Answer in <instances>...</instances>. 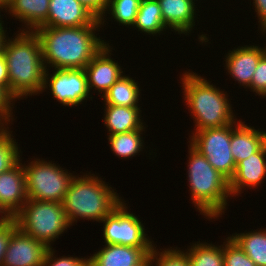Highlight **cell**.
<instances>
[{"label":"cell","instance_id":"1","mask_svg":"<svg viewBox=\"0 0 266 266\" xmlns=\"http://www.w3.org/2000/svg\"><path fill=\"white\" fill-rule=\"evenodd\" d=\"M100 28L101 25H88L35 29L45 68L84 69L106 43L96 34Z\"/></svg>","mask_w":266,"mask_h":266},{"label":"cell","instance_id":"2","mask_svg":"<svg viewBox=\"0 0 266 266\" xmlns=\"http://www.w3.org/2000/svg\"><path fill=\"white\" fill-rule=\"evenodd\" d=\"M17 32L14 38L6 39L3 55L8 68L10 93L21 100L42 93L46 68L35 32Z\"/></svg>","mask_w":266,"mask_h":266},{"label":"cell","instance_id":"3","mask_svg":"<svg viewBox=\"0 0 266 266\" xmlns=\"http://www.w3.org/2000/svg\"><path fill=\"white\" fill-rule=\"evenodd\" d=\"M206 79L190 70L184 71L180 77L184 103L195 123L193 132L223 127L238 120L233 113L232 104L229 103L227 92Z\"/></svg>","mask_w":266,"mask_h":266},{"label":"cell","instance_id":"4","mask_svg":"<svg viewBox=\"0 0 266 266\" xmlns=\"http://www.w3.org/2000/svg\"><path fill=\"white\" fill-rule=\"evenodd\" d=\"M114 190L91 171L75 175L61 202L70 225L80 218L100 223L124 200Z\"/></svg>","mask_w":266,"mask_h":266},{"label":"cell","instance_id":"5","mask_svg":"<svg viewBox=\"0 0 266 266\" xmlns=\"http://www.w3.org/2000/svg\"><path fill=\"white\" fill-rule=\"evenodd\" d=\"M187 180L192 203L206 219H218L224 215L227 200L232 197L229 181L215 170L198 150L188 145Z\"/></svg>","mask_w":266,"mask_h":266},{"label":"cell","instance_id":"6","mask_svg":"<svg viewBox=\"0 0 266 266\" xmlns=\"http://www.w3.org/2000/svg\"><path fill=\"white\" fill-rule=\"evenodd\" d=\"M25 234L42 242L47 248L70 228L62 203L28 199L13 217Z\"/></svg>","mask_w":266,"mask_h":266},{"label":"cell","instance_id":"7","mask_svg":"<svg viewBox=\"0 0 266 266\" xmlns=\"http://www.w3.org/2000/svg\"><path fill=\"white\" fill-rule=\"evenodd\" d=\"M27 163L23 169L28 199L61 203L75 175L54 161L34 158Z\"/></svg>","mask_w":266,"mask_h":266},{"label":"cell","instance_id":"8","mask_svg":"<svg viewBox=\"0 0 266 266\" xmlns=\"http://www.w3.org/2000/svg\"><path fill=\"white\" fill-rule=\"evenodd\" d=\"M191 134L188 143L205 156L215 170L230 181L236 169L230 148L232 124L206 128Z\"/></svg>","mask_w":266,"mask_h":266},{"label":"cell","instance_id":"9","mask_svg":"<svg viewBox=\"0 0 266 266\" xmlns=\"http://www.w3.org/2000/svg\"><path fill=\"white\" fill-rule=\"evenodd\" d=\"M126 201L105 216L103 240L105 244H121L138 248H152L154 241L146 234L145 226L135 214L128 211Z\"/></svg>","mask_w":266,"mask_h":266},{"label":"cell","instance_id":"10","mask_svg":"<svg viewBox=\"0 0 266 266\" xmlns=\"http://www.w3.org/2000/svg\"><path fill=\"white\" fill-rule=\"evenodd\" d=\"M52 71V73H49V69L45 71L42 92L49 89L56 101L71 108L81 105L88 98L92 100L93 96L89 92L84 69H53Z\"/></svg>","mask_w":266,"mask_h":266},{"label":"cell","instance_id":"11","mask_svg":"<svg viewBox=\"0 0 266 266\" xmlns=\"http://www.w3.org/2000/svg\"><path fill=\"white\" fill-rule=\"evenodd\" d=\"M106 43L93 56L92 60L84 68L88 89L98 92V95L103 93L101 97L110 89V87L125 73L122 66L111 58L113 47Z\"/></svg>","mask_w":266,"mask_h":266},{"label":"cell","instance_id":"12","mask_svg":"<svg viewBox=\"0 0 266 266\" xmlns=\"http://www.w3.org/2000/svg\"><path fill=\"white\" fill-rule=\"evenodd\" d=\"M47 249L17 227L10 235L1 266H42Z\"/></svg>","mask_w":266,"mask_h":266},{"label":"cell","instance_id":"13","mask_svg":"<svg viewBox=\"0 0 266 266\" xmlns=\"http://www.w3.org/2000/svg\"><path fill=\"white\" fill-rule=\"evenodd\" d=\"M243 46L234 47L227 52L224 60L225 69L229 77L240 83L243 88L250 89L253 73L260 58L266 53V46L261 47L259 44Z\"/></svg>","mask_w":266,"mask_h":266},{"label":"cell","instance_id":"14","mask_svg":"<svg viewBox=\"0 0 266 266\" xmlns=\"http://www.w3.org/2000/svg\"><path fill=\"white\" fill-rule=\"evenodd\" d=\"M100 25L78 0H50L48 18L40 27H80Z\"/></svg>","mask_w":266,"mask_h":266},{"label":"cell","instance_id":"15","mask_svg":"<svg viewBox=\"0 0 266 266\" xmlns=\"http://www.w3.org/2000/svg\"><path fill=\"white\" fill-rule=\"evenodd\" d=\"M266 177V143L250 157L236 165L233 178L229 181L231 196L243 193L246 187L252 189L261 186Z\"/></svg>","mask_w":266,"mask_h":266},{"label":"cell","instance_id":"16","mask_svg":"<svg viewBox=\"0 0 266 266\" xmlns=\"http://www.w3.org/2000/svg\"><path fill=\"white\" fill-rule=\"evenodd\" d=\"M22 159L0 174V204L14 217L28 200Z\"/></svg>","mask_w":266,"mask_h":266},{"label":"cell","instance_id":"17","mask_svg":"<svg viewBox=\"0 0 266 266\" xmlns=\"http://www.w3.org/2000/svg\"><path fill=\"white\" fill-rule=\"evenodd\" d=\"M164 24L177 34H191L196 22V3L191 0H158ZM173 29V30H172Z\"/></svg>","mask_w":266,"mask_h":266},{"label":"cell","instance_id":"18","mask_svg":"<svg viewBox=\"0 0 266 266\" xmlns=\"http://www.w3.org/2000/svg\"><path fill=\"white\" fill-rule=\"evenodd\" d=\"M92 256L88 263L92 266H134L140 263L152 248H138L121 244H105Z\"/></svg>","mask_w":266,"mask_h":266},{"label":"cell","instance_id":"19","mask_svg":"<svg viewBox=\"0 0 266 266\" xmlns=\"http://www.w3.org/2000/svg\"><path fill=\"white\" fill-rule=\"evenodd\" d=\"M266 143V131L255 129L242 122L232 123L231 154L236 165L256 153Z\"/></svg>","mask_w":266,"mask_h":266},{"label":"cell","instance_id":"20","mask_svg":"<svg viewBox=\"0 0 266 266\" xmlns=\"http://www.w3.org/2000/svg\"><path fill=\"white\" fill-rule=\"evenodd\" d=\"M49 5L50 0H11L4 10L24 24L20 31H34L47 20Z\"/></svg>","mask_w":266,"mask_h":266},{"label":"cell","instance_id":"21","mask_svg":"<svg viewBox=\"0 0 266 266\" xmlns=\"http://www.w3.org/2000/svg\"><path fill=\"white\" fill-rule=\"evenodd\" d=\"M104 108L102 120L108 135L127 133L144 126L141 107L105 105Z\"/></svg>","mask_w":266,"mask_h":266},{"label":"cell","instance_id":"22","mask_svg":"<svg viewBox=\"0 0 266 266\" xmlns=\"http://www.w3.org/2000/svg\"><path fill=\"white\" fill-rule=\"evenodd\" d=\"M131 76L122 75L110 89L101 97L105 105L141 107L138 101L141 99V88L138 81ZM139 105V106H138Z\"/></svg>","mask_w":266,"mask_h":266},{"label":"cell","instance_id":"23","mask_svg":"<svg viewBox=\"0 0 266 266\" xmlns=\"http://www.w3.org/2000/svg\"><path fill=\"white\" fill-rule=\"evenodd\" d=\"M140 33L147 35H161L169 28L164 24L161 8L158 0H142L136 16V20L132 26Z\"/></svg>","mask_w":266,"mask_h":266},{"label":"cell","instance_id":"24","mask_svg":"<svg viewBox=\"0 0 266 266\" xmlns=\"http://www.w3.org/2000/svg\"><path fill=\"white\" fill-rule=\"evenodd\" d=\"M256 266H266V228L230 236Z\"/></svg>","mask_w":266,"mask_h":266},{"label":"cell","instance_id":"25","mask_svg":"<svg viewBox=\"0 0 266 266\" xmlns=\"http://www.w3.org/2000/svg\"><path fill=\"white\" fill-rule=\"evenodd\" d=\"M145 128L146 126L144 125L141 129L131 132L107 135L111 151L121 159H129L138 155L144 149L145 143L142 135Z\"/></svg>","mask_w":266,"mask_h":266},{"label":"cell","instance_id":"26","mask_svg":"<svg viewBox=\"0 0 266 266\" xmlns=\"http://www.w3.org/2000/svg\"><path fill=\"white\" fill-rule=\"evenodd\" d=\"M190 246L185 251L188 253L191 266H224V242L219 246L199 240Z\"/></svg>","mask_w":266,"mask_h":266},{"label":"cell","instance_id":"27","mask_svg":"<svg viewBox=\"0 0 266 266\" xmlns=\"http://www.w3.org/2000/svg\"><path fill=\"white\" fill-rule=\"evenodd\" d=\"M142 0H108L104 14L99 19L101 28L106 24L107 14L121 26L132 27ZM107 13V14H106ZM106 20H105V19ZM103 25V26H102Z\"/></svg>","mask_w":266,"mask_h":266},{"label":"cell","instance_id":"28","mask_svg":"<svg viewBox=\"0 0 266 266\" xmlns=\"http://www.w3.org/2000/svg\"><path fill=\"white\" fill-rule=\"evenodd\" d=\"M9 126L0 125V174L14 167L21 159L20 153H23Z\"/></svg>","mask_w":266,"mask_h":266},{"label":"cell","instance_id":"29","mask_svg":"<svg viewBox=\"0 0 266 266\" xmlns=\"http://www.w3.org/2000/svg\"><path fill=\"white\" fill-rule=\"evenodd\" d=\"M155 244L152 247V265L153 266H191L188 253L185 250H179L178 247H168L156 249Z\"/></svg>","mask_w":266,"mask_h":266},{"label":"cell","instance_id":"30","mask_svg":"<svg viewBox=\"0 0 266 266\" xmlns=\"http://www.w3.org/2000/svg\"><path fill=\"white\" fill-rule=\"evenodd\" d=\"M224 266H256L238 244L228 236L224 241Z\"/></svg>","mask_w":266,"mask_h":266},{"label":"cell","instance_id":"31","mask_svg":"<svg viewBox=\"0 0 266 266\" xmlns=\"http://www.w3.org/2000/svg\"><path fill=\"white\" fill-rule=\"evenodd\" d=\"M55 249L48 248L42 266H86L88 264V257H74V256H55Z\"/></svg>","mask_w":266,"mask_h":266},{"label":"cell","instance_id":"32","mask_svg":"<svg viewBox=\"0 0 266 266\" xmlns=\"http://www.w3.org/2000/svg\"><path fill=\"white\" fill-rule=\"evenodd\" d=\"M250 89L255 92V96L266 97V53L260 58L253 73Z\"/></svg>","mask_w":266,"mask_h":266},{"label":"cell","instance_id":"33","mask_svg":"<svg viewBox=\"0 0 266 266\" xmlns=\"http://www.w3.org/2000/svg\"><path fill=\"white\" fill-rule=\"evenodd\" d=\"M16 101V98L7 89L0 87V125L7 126L14 121L12 111Z\"/></svg>","mask_w":266,"mask_h":266},{"label":"cell","instance_id":"34","mask_svg":"<svg viewBox=\"0 0 266 266\" xmlns=\"http://www.w3.org/2000/svg\"><path fill=\"white\" fill-rule=\"evenodd\" d=\"M17 228L16 222L13 219L10 223L0 226V266L6 251V246L10 235Z\"/></svg>","mask_w":266,"mask_h":266},{"label":"cell","instance_id":"35","mask_svg":"<svg viewBox=\"0 0 266 266\" xmlns=\"http://www.w3.org/2000/svg\"><path fill=\"white\" fill-rule=\"evenodd\" d=\"M97 19L104 14L108 0H78Z\"/></svg>","mask_w":266,"mask_h":266},{"label":"cell","instance_id":"36","mask_svg":"<svg viewBox=\"0 0 266 266\" xmlns=\"http://www.w3.org/2000/svg\"><path fill=\"white\" fill-rule=\"evenodd\" d=\"M252 4L257 12L255 17H258V29L260 28V33L263 35L266 32V0H253Z\"/></svg>","mask_w":266,"mask_h":266},{"label":"cell","instance_id":"37","mask_svg":"<svg viewBox=\"0 0 266 266\" xmlns=\"http://www.w3.org/2000/svg\"><path fill=\"white\" fill-rule=\"evenodd\" d=\"M0 87L5 88L10 92L8 68L3 53L0 54Z\"/></svg>","mask_w":266,"mask_h":266},{"label":"cell","instance_id":"38","mask_svg":"<svg viewBox=\"0 0 266 266\" xmlns=\"http://www.w3.org/2000/svg\"><path fill=\"white\" fill-rule=\"evenodd\" d=\"M0 226L6 225L13 220V217L7 210L0 204Z\"/></svg>","mask_w":266,"mask_h":266},{"label":"cell","instance_id":"39","mask_svg":"<svg viewBox=\"0 0 266 266\" xmlns=\"http://www.w3.org/2000/svg\"><path fill=\"white\" fill-rule=\"evenodd\" d=\"M7 30H5L4 25H0V54L3 53V48L8 35L6 34Z\"/></svg>","mask_w":266,"mask_h":266},{"label":"cell","instance_id":"40","mask_svg":"<svg viewBox=\"0 0 266 266\" xmlns=\"http://www.w3.org/2000/svg\"><path fill=\"white\" fill-rule=\"evenodd\" d=\"M134 266H153L151 253H149L140 263Z\"/></svg>","mask_w":266,"mask_h":266},{"label":"cell","instance_id":"41","mask_svg":"<svg viewBox=\"0 0 266 266\" xmlns=\"http://www.w3.org/2000/svg\"><path fill=\"white\" fill-rule=\"evenodd\" d=\"M11 0H0V5L5 8Z\"/></svg>","mask_w":266,"mask_h":266},{"label":"cell","instance_id":"42","mask_svg":"<svg viewBox=\"0 0 266 266\" xmlns=\"http://www.w3.org/2000/svg\"><path fill=\"white\" fill-rule=\"evenodd\" d=\"M3 9H4V8L0 5V13H1V10L4 11ZM2 18H3V17H2L1 14H0V25H4V21L1 20Z\"/></svg>","mask_w":266,"mask_h":266}]
</instances>
